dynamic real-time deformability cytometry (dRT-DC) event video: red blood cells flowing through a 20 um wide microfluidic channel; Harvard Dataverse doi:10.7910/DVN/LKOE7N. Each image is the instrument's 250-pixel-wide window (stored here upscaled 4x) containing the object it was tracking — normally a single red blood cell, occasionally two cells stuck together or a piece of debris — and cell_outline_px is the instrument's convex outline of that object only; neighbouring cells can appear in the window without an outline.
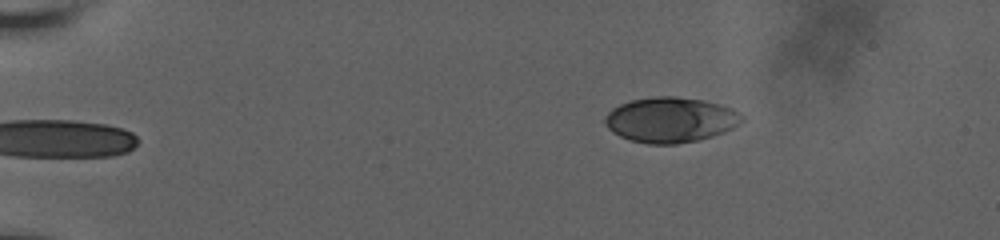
{"species": "human", "species_latin": "Homo sapiens", "temperature_condition": "room temperature", "stored_images_in_passage": 10, "camera_frame_rate_fps": 3000, "um_per_image_px": 0.085, "donor": {"sex": "male"}, "frame": {"image": 1, "passage_image": 1, "time_ms": 0.0, "image_size_px": [1000, 240], "cell_outline_px": [[744, 120], [740, 124], [724, 132], [712, 136], [696, 140], [676, 144], [648, 144], [632, 140], [620, 136], [612, 132], [604, 124], [604, 120], [608, 112], [612, 108], [620, 104], [632, 100], [656, 96], [676, 96], [704, 100], [720, 104], [732, 108], [740, 112], [744, 116]], "centroid_in_image_um": [57.01, 10.18], "position_along_channel_um": 28.0, "area_um2": 36.24}}
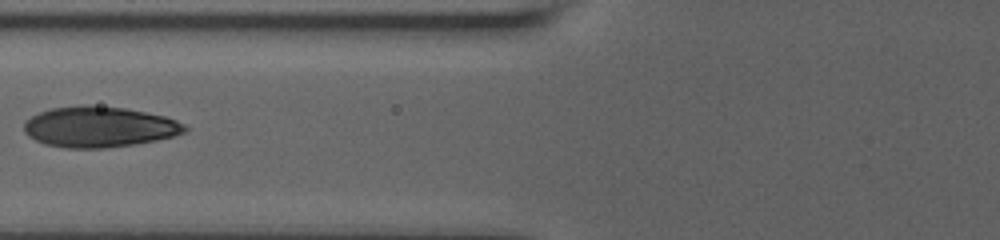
{"frame": {"image": 2, "passage_image": 7, "time_ms": 5.333, "image_size_px": [1000, 240], "cell_outline_px": [[188, 128], [184, 132], [172, 136], [156, 140], [136, 144], [104, 148], [64, 148], [44, 144], [28, 136], [24, 132], [24, 124], [32, 116], [40, 112], [52, 108], [88, 104], [124, 108], [164, 116], [176, 120], [184, 124]], "centroid_in_image_um": [8.42, 10.79], "position_along_channel_um": 117.4, "area_um2": 38.03}}
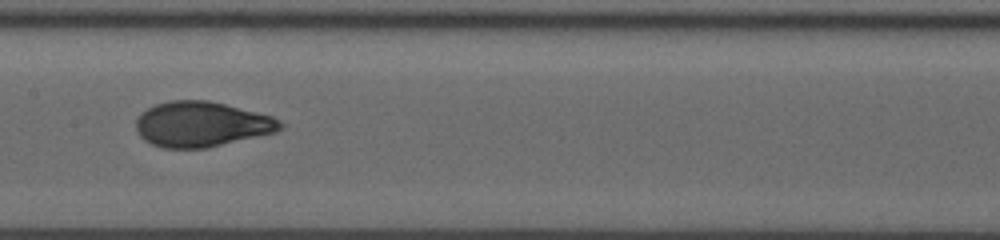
{"frame": {"image": 3, "passage_image": 9, "time_ms": 7.333, "image_size_px": [1000, 240], "cell_outline_px": [[284, 124], [276, 132], [208, 148], [164, 148], [152, 144], [144, 140], [140, 136], [136, 128], [136, 120], [140, 112], [156, 104], [168, 100], [208, 100], [272, 116], [280, 120]], "centroid_in_image_um": [17.11, 10.56], "position_along_channel_um": 190.3, "area_um2": 38.03}}